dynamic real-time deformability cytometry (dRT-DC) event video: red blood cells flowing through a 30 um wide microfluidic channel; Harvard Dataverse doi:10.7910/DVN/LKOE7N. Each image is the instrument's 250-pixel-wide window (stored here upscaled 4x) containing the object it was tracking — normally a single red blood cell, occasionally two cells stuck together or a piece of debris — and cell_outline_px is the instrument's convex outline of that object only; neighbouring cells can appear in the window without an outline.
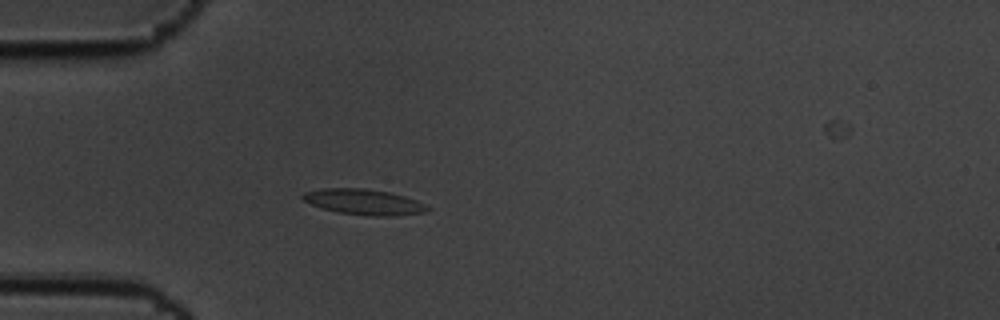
{"species": "common noctule bat (a hibernating species)", "species_latin": "Nyctalus noctula", "temperature_condition": "cold", "stored_images_in_passage": 43, "camera_frame_rate_fps": 3000, "um_per_image_px": 0.085, "animal": {"sex": "male", "body_mass_g": 19.5, "forearm_length_mm": 54.6}, "frame": {"image": 1, "passage_image": 1, "time_ms": 0.0, "image_size_px": [1000, 320], "cell_outline_px": [[432, 208], [424, 212], [392, 216], [372, 216], [340, 212], [324, 208], [312, 204], [304, 200], [300, 196], [304, 192], [320, 188], [364, 188], [388, 192], [404, 196], [416, 200]], "centroid_in_image_um": [30.93, 17.15], "position_along_channel_um": 54.1, "area_um2": 18.38}}
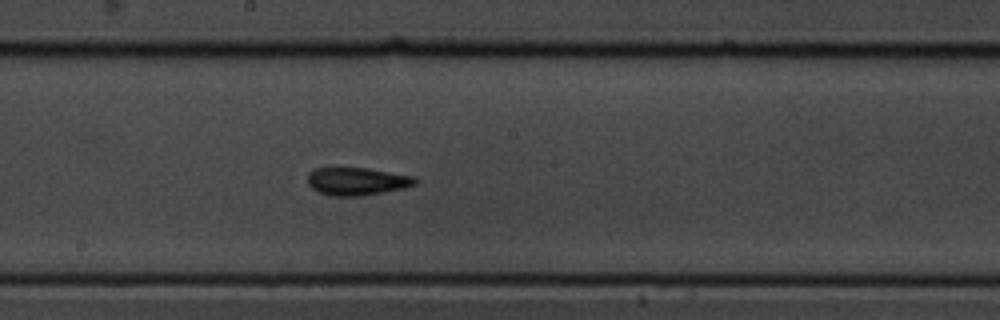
{"frame": {"image": 2, "passage_image": 16, "time_ms": 5.0, "image_size_px": [1000, 320], "cell_outline_px": [[420, 180], [416, 184], [404, 188], [360, 196], [332, 196], [320, 192], [312, 188], [308, 184], [308, 172], [316, 168], [368, 168], [416, 176]], "centroid_in_image_um": [30.38, 15.4], "position_along_channel_um": 217.8, "area_um2": 17.51}}
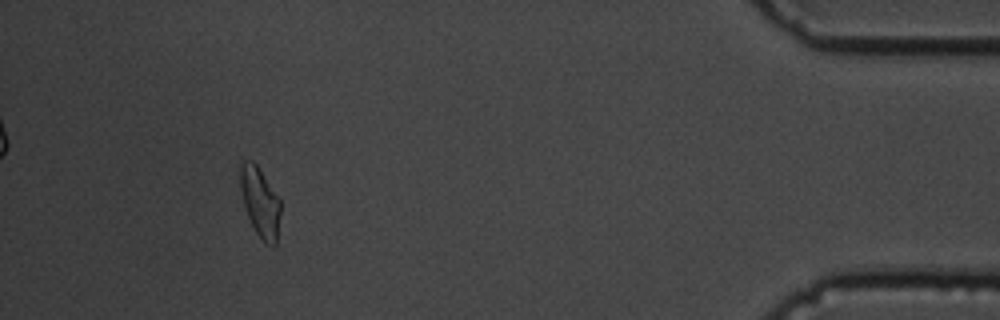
{"frame": {"image": 3, "passage_image": 38, "time_ms": 12.333, "image_size_px": [1000, 320], "cell_outline_px": [[280, 212], [276, 244], [272, 248], [264, 244], [256, 232], [248, 216], [244, 204], [240, 188], [240, 164], [244, 160], [252, 160], [256, 164], [280, 200]], "centroid_in_image_um": [22.1, 17.21], "position_along_channel_um": 413.1, "area_um2": 16.18}, "authors_computed_cell_mechanics": {"area_um2": 16.9354, "velocity_mm_per_s": 3.4546, "shape_relaxation_time_tau1_ms": 3.7974, "shape_relaxation_time_tau2_ms": 1.9921, "deformation_change_tau1": 0.1019, "deformation_change_tau2": 0.0701}}